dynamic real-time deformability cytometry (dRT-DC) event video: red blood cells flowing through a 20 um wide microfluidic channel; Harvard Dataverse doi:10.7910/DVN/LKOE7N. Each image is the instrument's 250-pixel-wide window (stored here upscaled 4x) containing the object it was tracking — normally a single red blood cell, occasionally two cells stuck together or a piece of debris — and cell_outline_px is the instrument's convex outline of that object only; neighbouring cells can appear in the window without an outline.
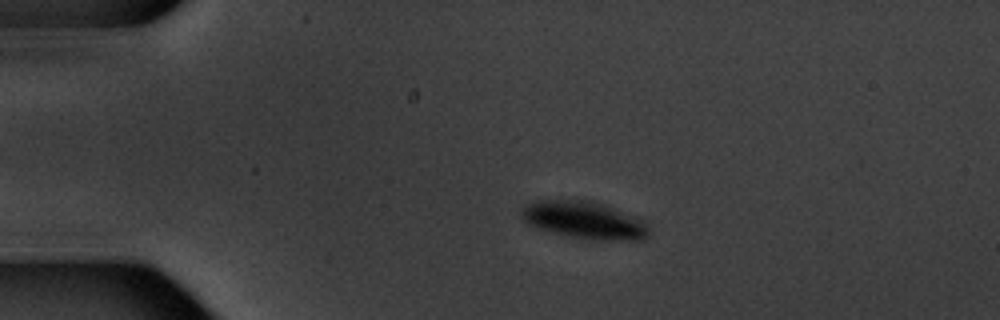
{"species": "common noctule bat (a hibernating species)", "species_latin": "Nyctalus noctula", "temperature_condition": "warm", "stored_images_in_passage": 8, "camera_frame_rate_fps": 3000, "um_per_image_px": 0.085, "animal": {"sex": "male", "body_mass_g": 20.1, "forearm_length_mm": 53.5}, "frame": {"image": 1, "passage_image": 3, "time_ms": 2.333, "image_size_px": [1000, 320], "cell_outline_px": [[648, 236], [644, 240], [588, 240], [564, 236], [536, 228], [528, 224], [524, 220], [520, 212], [520, 208], [524, 204], [536, 200], [588, 200], [600, 204], [640, 220], [648, 224]], "centroid_in_image_um": [49.57, 18.74], "position_along_channel_um": 35.4, "area_um2": 27.69}}
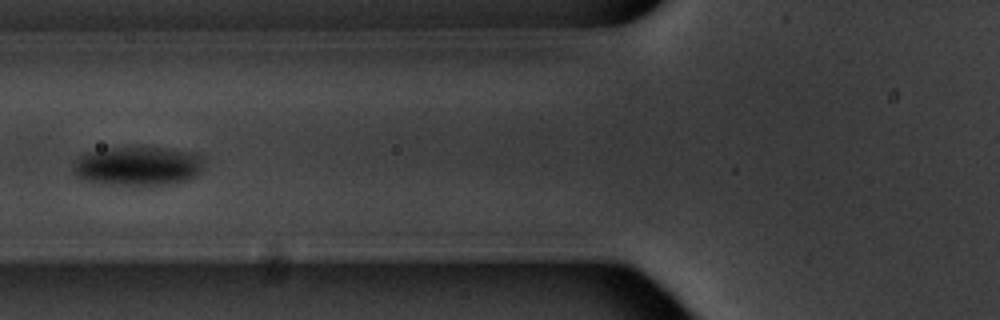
{"frame": {"image": 2, "passage_image": 6, "time_ms": 6.0, "image_size_px": [1000, 320], "cell_outline_px": [[204, 168], [192, 180], [176, 184], [104, 184], [80, 180], [72, 172], [72, 164], [80, 156], [88, 152], [108, 148], [164, 148], [200, 152], [204, 160]], "centroid_in_image_um": [11.77, 14.12], "position_along_channel_um": 114.0, "area_um2": 30.35}}
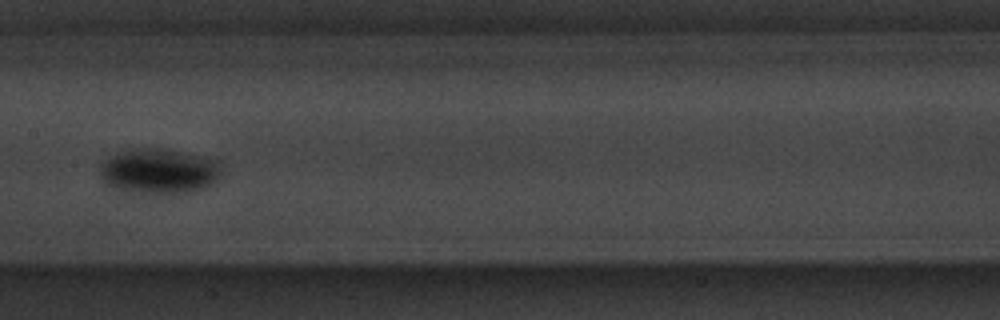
{"frame": {"image": 3, "passage_image": 8, "time_ms": 8.333, "image_size_px": [1000, 320], "cell_outline_px": [[220, 176], [212, 184], [192, 192], [124, 192], [104, 184], [100, 176], [100, 164], [104, 160], [112, 156], [124, 152], [140, 148], [164, 148], [216, 156], [220, 160]], "centroid_in_image_um": [13.58, 14.52], "position_along_channel_um": 193.8, "area_um2": 32.43}}